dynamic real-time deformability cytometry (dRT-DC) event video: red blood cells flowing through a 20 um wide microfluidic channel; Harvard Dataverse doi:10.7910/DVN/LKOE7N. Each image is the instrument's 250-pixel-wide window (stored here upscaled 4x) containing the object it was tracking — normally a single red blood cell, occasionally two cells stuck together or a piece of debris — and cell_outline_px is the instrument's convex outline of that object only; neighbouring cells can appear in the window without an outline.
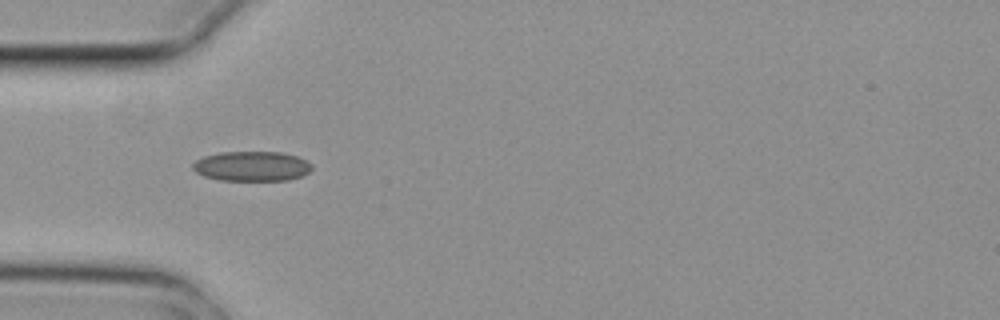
{"species": "common noctule bat (a hibernating species)", "species_latin": "Nyctalus noctula", "temperature_condition": "cold", "stored_images_in_passage": 7, "camera_frame_rate_fps": 3000, "um_per_image_px": 0.085, "animal": {"sex": "female", "body_mass_g": 29.2, "forearm_length_mm": 56.3}, "frame": {"image": 1, "passage_image": 4, "time_ms": 1.0, "image_size_px": [1000, 320], "cell_outline_px": [[312, 168], [308, 172], [300, 176], [288, 180], [220, 180], [204, 176], [196, 172], [192, 168], [192, 164], [196, 160], [204, 156], [220, 152], [280, 152], [296, 156], [312, 164]], "centroid_in_image_um": [21.37, 14.12], "position_along_channel_um": 63.6, "area_um2": 20.58}}
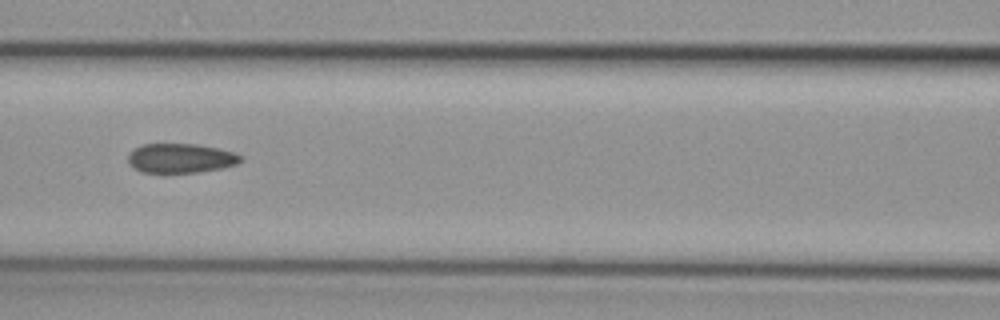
{"frame": {"image": 2, "passage_image": 6, "time_ms": 1.667, "image_size_px": [1000, 320], "cell_outline_px": [[244, 160], [236, 164], [220, 168], [196, 172], [164, 176], [140, 172], [132, 168], [128, 164], [128, 152], [140, 144], [196, 144], [220, 148], [236, 152], [244, 156]], "centroid_in_image_um": [15.3, 13.48], "position_along_channel_um": 151.3, "area_um2": 20.4}}
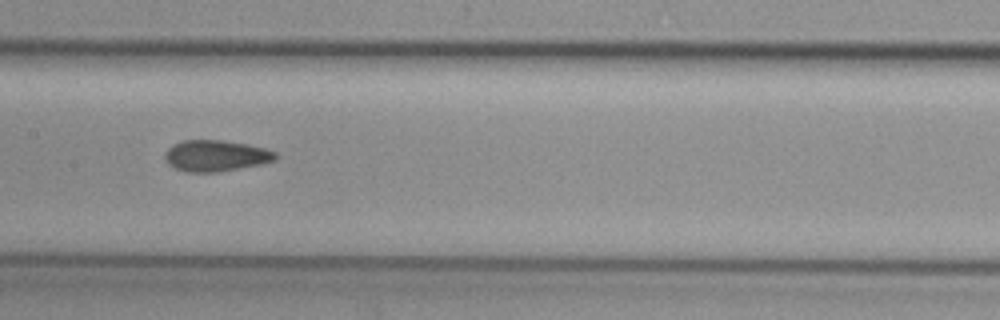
{"frame": {"image": 3, "passage_image": 7, "time_ms": 2.0, "image_size_px": [1000, 320], "cell_outline_px": [[276, 156], [272, 160], [260, 164], [240, 168], [216, 172], [184, 172], [168, 164], [164, 160], [164, 152], [172, 144], [184, 140], [220, 140], [244, 144], [264, 148], [276, 152]], "centroid_in_image_um": [18.26, 13.24], "position_along_channel_um": 189.1, "area_um2": 19.94}}